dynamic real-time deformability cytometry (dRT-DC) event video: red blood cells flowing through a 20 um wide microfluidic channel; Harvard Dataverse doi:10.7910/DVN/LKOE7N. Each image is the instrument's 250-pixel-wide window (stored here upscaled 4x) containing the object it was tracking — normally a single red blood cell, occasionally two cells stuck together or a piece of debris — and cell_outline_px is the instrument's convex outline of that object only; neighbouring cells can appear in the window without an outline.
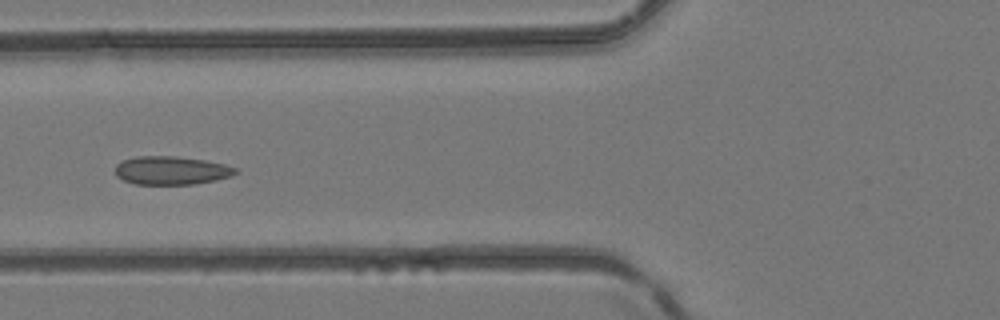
{"species": "common noctule bat (a hibernating species)", "species_latin": "Nyctalus noctula", "temperature_condition": "room temperature", "stored_images_in_passage": 6, "camera_frame_rate_fps": 3000, "um_per_image_px": 0.085, "animal": {"sex": "female", "body_mass_g": 24.6, "forearm_length_mm": 56.2}, "frame": {"image": 1, "passage_image": 6, "time_ms": 1.667, "image_size_px": [1000, 320], "cell_outline_px": [[240, 172], [232, 176], [216, 180], [192, 184], [136, 184], [124, 180], [116, 176], [116, 164], [124, 160], [136, 156], [176, 156], [204, 160], [224, 164], [236, 168]], "centroid_in_image_um": [14.59, 14.48], "position_along_channel_um": 111.2, "area_um2": 19.88}}